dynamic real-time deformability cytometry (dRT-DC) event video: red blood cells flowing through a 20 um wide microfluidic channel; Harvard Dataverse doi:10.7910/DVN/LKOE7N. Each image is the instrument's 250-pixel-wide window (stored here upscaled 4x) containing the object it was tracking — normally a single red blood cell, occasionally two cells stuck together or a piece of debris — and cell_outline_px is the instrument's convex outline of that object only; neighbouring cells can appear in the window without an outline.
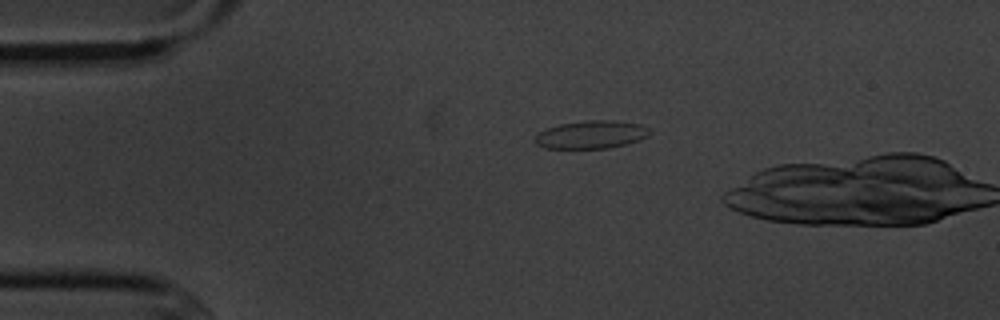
{"species": "common noctule bat (a hibernating species)", "species_latin": "Nyctalus noctula", "temperature_condition": "cold", "stored_images_in_passage": 2, "camera_frame_rate_fps": 3000, "um_per_image_px": 0.085, "animal": {"sex": "male", "body_mass_g": 20.1, "forearm_length_mm": 53.5}, "frame": {"image": 1, "passage_image": 1, "time_ms": 0.0, "image_size_px": [1000, 320], "cell_outline_px": [[652, 132], [648, 136], [640, 140], [608, 148], [544, 148], [536, 144], [532, 140], [540, 132], [548, 128], [560, 124], [588, 120], [612, 120], [640, 124], [648, 128]], "centroid_in_image_um": [50.26, 11.44], "position_along_channel_um": 34.7, "area_um2": 18.61}}